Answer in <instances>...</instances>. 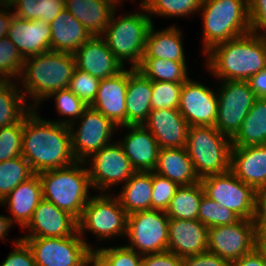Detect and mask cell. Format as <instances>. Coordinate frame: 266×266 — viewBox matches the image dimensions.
Segmentation results:
<instances>
[{
  "mask_svg": "<svg viewBox=\"0 0 266 266\" xmlns=\"http://www.w3.org/2000/svg\"><path fill=\"white\" fill-rule=\"evenodd\" d=\"M68 10L92 36H102L119 0H64Z\"/></svg>",
  "mask_w": 266,
  "mask_h": 266,
  "instance_id": "obj_25",
  "label": "cell"
},
{
  "mask_svg": "<svg viewBox=\"0 0 266 266\" xmlns=\"http://www.w3.org/2000/svg\"><path fill=\"white\" fill-rule=\"evenodd\" d=\"M154 173L170 179L178 186H187L200 181L185 147L160 148Z\"/></svg>",
  "mask_w": 266,
  "mask_h": 266,
  "instance_id": "obj_29",
  "label": "cell"
},
{
  "mask_svg": "<svg viewBox=\"0 0 266 266\" xmlns=\"http://www.w3.org/2000/svg\"><path fill=\"white\" fill-rule=\"evenodd\" d=\"M204 195L236 213L241 219H254L257 191L231 170L200 179Z\"/></svg>",
  "mask_w": 266,
  "mask_h": 266,
  "instance_id": "obj_10",
  "label": "cell"
},
{
  "mask_svg": "<svg viewBox=\"0 0 266 266\" xmlns=\"http://www.w3.org/2000/svg\"><path fill=\"white\" fill-rule=\"evenodd\" d=\"M169 217L162 210H146L127 216L126 246L139 254L148 255L167 251Z\"/></svg>",
  "mask_w": 266,
  "mask_h": 266,
  "instance_id": "obj_11",
  "label": "cell"
},
{
  "mask_svg": "<svg viewBox=\"0 0 266 266\" xmlns=\"http://www.w3.org/2000/svg\"><path fill=\"white\" fill-rule=\"evenodd\" d=\"M207 251L230 263L257 247V228L254 219L208 228Z\"/></svg>",
  "mask_w": 266,
  "mask_h": 266,
  "instance_id": "obj_13",
  "label": "cell"
},
{
  "mask_svg": "<svg viewBox=\"0 0 266 266\" xmlns=\"http://www.w3.org/2000/svg\"><path fill=\"white\" fill-rule=\"evenodd\" d=\"M31 109L24 116L22 157L33 172L68 167L76 162L69 125L42 119Z\"/></svg>",
  "mask_w": 266,
  "mask_h": 266,
  "instance_id": "obj_1",
  "label": "cell"
},
{
  "mask_svg": "<svg viewBox=\"0 0 266 266\" xmlns=\"http://www.w3.org/2000/svg\"><path fill=\"white\" fill-rule=\"evenodd\" d=\"M152 186L151 209L165 211L179 186L154 172H152Z\"/></svg>",
  "mask_w": 266,
  "mask_h": 266,
  "instance_id": "obj_46",
  "label": "cell"
},
{
  "mask_svg": "<svg viewBox=\"0 0 266 266\" xmlns=\"http://www.w3.org/2000/svg\"><path fill=\"white\" fill-rule=\"evenodd\" d=\"M183 258L165 251L142 256V266H182Z\"/></svg>",
  "mask_w": 266,
  "mask_h": 266,
  "instance_id": "obj_50",
  "label": "cell"
},
{
  "mask_svg": "<svg viewBox=\"0 0 266 266\" xmlns=\"http://www.w3.org/2000/svg\"><path fill=\"white\" fill-rule=\"evenodd\" d=\"M85 163L76 161L65 168L38 173L43 198L54 203L59 209L67 211L77 220L90 199L88 190L92 188L88 170L84 167Z\"/></svg>",
  "mask_w": 266,
  "mask_h": 266,
  "instance_id": "obj_4",
  "label": "cell"
},
{
  "mask_svg": "<svg viewBox=\"0 0 266 266\" xmlns=\"http://www.w3.org/2000/svg\"><path fill=\"white\" fill-rule=\"evenodd\" d=\"M51 50L73 54L92 37L89 31L65 8L50 23Z\"/></svg>",
  "mask_w": 266,
  "mask_h": 266,
  "instance_id": "obj_28",
  "label": "cell"
},
{
  "mask_svg": "<svg viewBox=\"0 0 266 266\" xmlns=\"http://www.w3.org/2000/svg\"><path fill=\"white\" fill-rule=\"evenodd\" d=\"M203 195L204 190L200 181L187 186H179L165 210L166 215L174 219L197 220Z\"/></svg>",
  "mask_w": 266,
  "mask_h": 266,
  "instance_id": "obj_34",
  "label": "cell"
},
{
  "mask_svg": "<svg viewBox=\"0 0 266 266\" xmlns=\"http://www.w3.org/2000/svg\"><path fill=\"white\" fill-rule=\"evenodd\" d=\"M90 264H91V256L85 262H83L80 266H88Z\"/></svg>",
  "mask_w": 266,
  "mask_h": 266,
  "instance_id": "obj_58",
  "label": "cell"
},
{
  "mask_svg": "<svg viewBox=\"0 0 266 266\" xmlns=\"http://www.w3.org/2000/svg\"><path fill=\"white\" fill-rule=\"evenodd\" d=\"M204 54L213 46L250 33L248 0H203Z\"/></svg>",
  "mask_w": 266,
  "mask_h": 266,
  "instance_id": "obj_5",
  "label": "cell"
},
{
  "mask_svg": "<svg viewBox=\"0 0 266 266\" xmlns=\"http://www.w3.org/2000/svg\"><path fill=\"white\" fill-rule=\"evenodd\" d=\"M19 89L12 80H0V128L17 124L31 110Z\"/></svg>",
  "mask_w": 266,
  "mask_h": 266,
  "instance_id": "obj_33",
  "label": "cell"
},
{
  "mask_svg": "<svg viewBox=\"0 0 266 266\" xmlns=\"http://www.w3.org/2000/svg\"><path fill=\"white\" fill-rule=\"evenodd\" d=\"M254 221L256 227H266V187L257 191Z\"/></svg>",
  "mask_w": 266,
  "mask_h": 266,
  "instance_id": "obj_52",
  "label": "cell"
},
{
  "mask_svg": "<svg viewBox=\"0 0 266 266\" xmlns=\"http://www.w3.org/2000/svg\"><path fill=\"white\" fill-rule=\"evenodd\" d=\"M42 199L41 180L38 174H35L27 181L20 183L0 204L8 206V210L13 215V218L9 217L11 223H18L24 228Z\"/></svg>",
  "mask_w": 266,
  "mask_h": 266,
  "instance_id": "obj_26",
  "label": "cell"
},
{
  "mask_svg": "<svg viewBox=\"0 0 266 266\" xmlns=\"http://www.w3.org/2000/svg\"><path fill=\"white\" fill-rule=\"evenodd\" d=\"M128 86V69L116 76L102 79L97 96L90 106L102 113L116 126L126 125V90Z\"/></svg>",
  "mask_w": 266,
  "mask_h": 266,
  "instance_id": "obj_21",
  "label": "cell"
},
{
  "mask_svg": "<svg viewBox=\"0 0 266 266\" xmlns=\"http://www.w3.org/2000/svg\"><path fill=\"white\" fill-rule=\"evenodd\" d=\"M14 251L8 254L1 266H36L33 253L22 239L13 240Z\"/></svg>",
  "mask_w": 266,
  "mask_h": 266,
  "instance_id": "obj_48",
  "label": "cell"
},
{
  "mask_svg": "<svg viewBox=\"0 0 266 266\" xmlns=\"http://www.w3.org/2000/svg\"><path fill=\"white\" fill-rule=\"evenodd\" d=\"M19 0H0V5L6 8H11L16 5Z\"/></svg>",
  "mask_w": 266,
  "mask_h": 266,
  "instance_id": "obj_57",
  "label": "cell"
},
{
  "mask_svg": "<svg viewBox=\"0 0 266 266\" xmlns=\"http://www.w3.org/2000/svg\"><path fill=\"white\" fill-rule=\"evenodd\" d=\"M248 15L250 33L266 38V0H248Z\"/></svg>",
  "mask_w": 266,
  "mask_h": 266,
  "instance_id": "obj_47",
  "label": "cell"
},
{
  "mask_svg": "<svg viewBox=\"0 0 266 266\" xmlns=\"http://www.w3.org/2000/svg\"><path fill=\"white\" fill-rule=\"evenodd\" d=\"M7 37L24 59L51 50L50 24L41 19L29 21L14 16Z\"/></svg>",
  "mask_w": 266,
  "mask_h": 266,
  "instance_id": "obj_20",
  "label": "cell"
},
{
  "mask_svg": "<svg viewBox=\"0 0 266 266\" xmlns=\"http://www.w3.org/2000/svg\"><path fill=\"white\" fill-rule=\"evenodd\" d=\"M257 228V247L264 253L266 257V227Z\"/></svg>",
  "mask_w": 266,
  "mask_h": 266,
  "instance_id": "obj_55",
  "label": "cell"
},
{
  "mask_svg": "<svg viewBox=\"0 0 266 266\" xmlns=\"http://www.w3.org/2000/svg\"><path fill=\"white\" fill-rule=\"evenodd\" d=\"M26 228L30 233L24 237H68L78 231V222L70 213L43 198L23 229Z\"/></svg>",
  "mask_w": 266,
  "mask_h": 266,
  "instance_id": "obj_17",
  "label": "cell"
},
{
  "mask_svg": "<svg viewBox=\"0 0 266 266\" xmlns=\"http://www.w3.org/2000/svg\"><path fill=\"white\" fill-rule=\"evenodd\" d=\"M208 228L200 220L169 218L167 251L185 258L207 251Z\"/></svg>",
  "mask_w": 266,
  "mask_h": 266,
  "instance_id": "obj_19",
  "label": "cell"
},
{
  "mask_svg": "<svg viewBox=\"0 0 266 266\" xmlns=\"http://www.w3.org/2000/svg\"><path fill=\"white\" fill-rule=\"evenodd\" d=\"M92 266H142V255L126 246L96 248L91 255Z\"/></svg>",
  "mask_w": 266,
  "mask_h": 266,
  "instance_id": "obj_38",
  "label": "cell"
},
{
  "mask_svg": "<svg viewBox=\"0 0 266 266\" xmlns=\"http://www.w3.org/2000/svg\"><path fill=\"white\" fill-rule=\"evenodd\" d=\"M24 60L16 46L7 36L0 38V80L19 78Z\"/></svg>",
  "mask_w": 266,
  "mask_h": 266,
  "instance_id": "obj_41",
  "label": "cell"
},
{
  "mask_svg": "<svg viewBox=\"0 0 266 266\" xmlns=\"http://www.w3.org/2000/svg\"><path fill=\"white\" fill-rule=\"evenodd\" d=\"M76 68L100 80L116 76L124 66L108 48L102 36H92L74 53Z\"/></svg>",
  "mask_w": 266,
  "mask_h": 266,
  "instance_id": "obj_18",
  "label": "cell"
},
{
  "mask_svg": "<svg viewBox=\"0 0 266 266\" xmlns=\"http://www.w3.org/2000/svg\"><path fill=\"white\" fill-rule=\"evenodd\" d=\"M78 231L68 237H20L31 249L36 266H80L95 249Z\"/></svg>",
  "mask_w": 266,
  "mask_h": 266,
  "instance_id": "obj_9",
  "label": "cell"
},
{
  "mask_svg": "<svg viewBox=\"0 0 266 266\" xmlns=\"http://www.w3.org/2000/svg\"><path fill=\"white\" fill-rule=\"evenodd\" d=\"M230 266H266L264 253L256 247L252 252L231 262Z\"/></svg>",
  "mask_w": 266,
  "mask_h": 266,
  "instance_id": "obj_51",
  "label": "cell"
},
{
  "mask_svg": "<svg viewBox=\"0 0 266 266\" xmlns=\"http://www.w3.org/2000/svg\"><path fill=\"white\" fill-rule=\"evenodd\" d=\"M34 175L30 164L22 155L0 162V202L20 183Z\"/></svg>",
  "mask_w": 266,
  "mask_h": 266,
  "instance_id": "obj_37",
  "label": "cell"
},
{
  "mask_svg": "<svg viewBox=\"0 0 266 266\" xmlns=\"http://www.w3.org/2000/svg\"><path fill=\"white\" fill-rule=\"evenodd\" d=\"M152 81L136 68L128 70L126 125L143 124L152 110Z\"/></svg>",
  "mask_w": 266,
  "mask_h": 266,
  "instance_id": "obj_27",
  "label": "cell"
},
{
  "mask_svg": "<svg viewBox=\"0 0 266 266\" xmlns=\"http://www.w3.org/2000/svg\"><path fill=\"white\" fill-rule=\"evenodd\" d=\"M247 82L257 98H266V68L250 77Z\"/></svg>",
  "mask_w": 266,
  "mask_h": 266,
  "instance_id": "obj_53",
  "label": "cell"
},
{
  "mask_svg": "<svg viewBox=\"0 0 266 266\" xmlns=\"http://www.w3.org/2000/svg\"><path fill=\"white\" fill-rule=\"evenodd\" d=\"M116 197L127 215L151 210L152 172L136 171Z\"/></svg>",
  "mask_w": 266,
  "mask_h": 266,
  "instance_id": "obj_31",
  "label": "cell"
},
{
  "mask_svg": "<svg viewBox=\"0 0 266 266\" xmlns=\"http://www.w3.org/2000/svg\"><path fill=\"white\" fill-rule=\"evenodd\" d=\"M64 8V0H19L13 13L23 20L41 19L50 24Z\"/></svg>",
  "mask_w": 266,
  "mask_h": 266,
  "instance_id": "obj_36",
  "label": "cell"
},
{
  "mask_svg": "<svg viewBox=\"0 0 266 266\" xmlns=\"http://www.w3.org/2000/svg\"><path fill=\"white\" fill-rule=\"evenodd\" d=\"M99 83L100 79L76 68L69 82L68 89L87 106H91L97 96Z\"/></svg>",
  "mask_w": 266,
  "mask_h": 266,
  "instance_id": "obj_45",
  "label": "cell"
},
{
  "mask_svg": "<svg viewBox=\"0 0 266 266\" xmlns=\"http://www.w3.org/2000/svg\"><path fill=\"white\" fill-rule=\"evenodd\" d=\"M186 62H177L160 58H142L136 68L151 81L184 83L189 77Z\"/></svg>",
  "mask_w": 266,
  "mask_h": 266,
  "instance_id": "obj_35",
  "label": "cell"
},
{
  "mask_svg": "<svg viewBox=\"0 0 266 266\" xmlns=\"http://www.w3.org/2000/svg\"><path fill=\"white\" fill-rule=\"evenodd\" d=\"M231 141L232 147L266 144V98L256 99Z\"/></svg>",
  "mask_w": 266,
  "mask_h": 266,
  "instance_id": "obj_32",
  "label": "cell"
},
{
  "mask_svg": "<svg viewBox=\"0 0 266 266\" xmlns=\"http://www.w3.org/2000/svg\"><path fill=\"white\" fill-rule=\"evenodd\" d=\"M127 216L115 195L101 192L98 196L90 197L84 207L77 220L78 233L82 236L88 230L100 240L124 236L127 234Z\"/></svg>",
  "mask_w": 266,
  "mask_h": 266,
  "instance_id": "obj_8",
  "label": "cell"
},
{
  "mask_svg": "<svg viewBox=\"0 0 266 266\" xmlns=\"http://www.w3.org/2000/svg\"><path fill=\"white\" fill-rule=\"evenodd\" d=\"M51 97H55V104L59 115L72 116L69 120H60V123L69 125V127H74V124H76L75 119H79L89 107L68 88L58 90L57 92L52 93L48 98Z\"/></svg>",
  "mask_w": 266,
  "mask_h": 266,
  "instance_id": "obj_43",
  "label": "cell"
},
{
  "mask_svg": "<svg viewBox=\"0 0 266 266\" xmlns=\"http://www.w3.org/2000/svg\"><path fill=\"white\" fill-rule=\"evenodd\" d=\"M241 218L219 202L209 199L203 195L199 207L198 220L207 228L229 225L239 221Z\"/></svg>",
  "mask_w": 266,
  "mask_h": 266,
  "instance_id": "obj_40",
  "label": "cell"
},
{
  "mask_svg": "<svg viewBox=\"0 0 266 266\" xmlns=\"http://www.w3.org/2000/svg\"><path fill=\"white\" fill-rule=\"evenodd\" d=\"M199 179L231 169L232 141L215 126H192L185 146Z\"/></svg>",
  "mask_w": 266,
  "mask_h": 266,
  "instance_id": "obj_6",
  "label": "cell"
},
{
  "mask_svg": "<svg viewBox=\"0 0 266 266\" xmlns=\"http://www.w3.org/2000/svg\"><path fill=\"white\" fill-rule=\"evenodd\" d=\"M143 125L153 134L160 148L186 146L189 125L178 109H153Z\"/></svg>",
  "mask_w": 266,
  "mask_h": 266,
  "instance_id": "obj_22",
  "label": "cell"
},
{
  "mask_svg": "<svg viewBox=\"0 0 266 266\" xmlns=\"http://www.w3.org/2000/svg\"><path fill=\"white\" fill-rule=\"evenodd\" d=\"M230 264L228 260L209 251L182 260V266H230Z\"/></svg>",
  "mask_w": 266,
  "mask_h": 266,
  "instance_id": "obj_49",
  "label": "cell"
},
{
  "mask_svg": "<svg viewBox=\"0 0 266 266\" xmlns=\"http://www.w3.org/2000/svg\"><path fill=\"white\" fill-rule=\"evenodd\" d=\"M178 110L189 127L215 126L218 112L217 93L189 78L181 88Z\"/></svg>",
  "mask_w": 266,
  "mask_h": 266,
  "instance_id": "obj_16",
  "label": "cell"
},
{
  "mask_svg": "<svg viewBox=\"0 0 266 266\" xmlns=\"http://www.w3.org/2000/svg\"><path fill=\"white\" fill-rule=\"evenodd\" d=\"M203 0H143L142 5L151 17L159 16L178 17L188 16L200 12Z\"/></svg>",
  "mask_w": 266,
  "mask_h": 266,
  "instance_id": "obj_39",
  "label": "cell"
},
{
  "mask_svg": "<svg viewBox=\"0 0 266 266\" xmlns=\"http://www.w3.org/2000/svg\"><path fill=\"white\" fill-rule=\"evenodd\" d=\"M128 133L120 140L125 155L135 171L153 172L158 162L159 145L153 134L143 125H125Z\"/></svg>",
  "mask_w": 266,
  "mask_h": 266,
  "instance_id": "obj_23",
  "label": "cell"
},
{
  "mask_svg": "<svg viewBox=\"0 0 266 266\" xmlns=\"http://www.w3.org/2000/svg\"><path fill=\"white\" fill-rule=\"evenodd\" d=\"M90 157L91 164L86 163L85 167L89 165L91 186L104 193L118 183L125 184L136 172L119 142H111Z\"/></svg>",
  "mask_w": 266,
  "mask_h": 266,
  "instance_id": "obj_14",
  "label": "cell"
},
{
  "mask_svg": "<svg viewBox=\"0 0 266 266\" xmlns=\"http://www.w3.org/2000/svg\"><path fill=\"white\" fill-rule=\"evenodd\" d=\"M183 83L152 81L151 108L178 109Z\"/></svg>",
  "mask_w": 266,
  "mask_h": 266,
  "instance_id": "obj_42",
  "label": "cell"
},
{
  "mask_svg": "<svg viewBox=\"0 0 266 266\" xmlns=\"http://www.w3.org/2000/svg\"><path fill=\"white\" fill-rule=\"evenodd\" d=\"M76 69L74 54L58 51H47L42 54L27 57L24 60L20 75V89L25 98V93L32 97L38 110V105L43 99L58 90L67 89ZM22 78V79H21Z\"/></svg>",
  "mask_w": 266,
  "mask_h": 266,
  "instance_id": "obj_3",
  "label": "cell"
},
{
  "mask_svg": "<svg viewBox=\"0 0 266 266\" xmlns=\"http://www.w3.org/2000/svg\"><path fill=\"white\" fill-rule=\"evenodd\" d=\"M218 90V112L215 128L232 139L256 101L247 80L222 81Z\"/></svg>",
  "mask_w": 266,
  "mask_h": 266,
  "instance_id": "obj_12",
  "label": "cell"
},
{
  "mask_svg": "<svg viewBox=\"0 0 266 266\" xmlns=\"http://www.w3.org/2000/svg\"><path fill=\"white\" fill-rule=\"evenodd\" d=\"M79 120L80 125L77 131H74L76 129L73 127H69L71 149L76 161L86 162L90 156L110 144L112 134L118 126L90 106Z\"/></svg>",
  "mask_w": 266,
  "mask_h": 266,
  "instance_id": "obj_15",
  "label": "cell"
},
{
  "mask_svg": "<svg viewBox=\"0 0 266 266\" xmlns=\"http://www.w3.org/2000/svg\"><path fill=\"white\" fill-rule=\"evenodd\" d=\"M207 68L221 80H248L266 68V38L248 33L213 46Z\"/></svg>",
  "mask_w": 266,
  "mask_h": 266,
  "instance_id": "obj_2",
  "label": "cell"
},
{
  "mask_svg": "<svg viewBox=\"0 0 266 266\" xmlns=\"http://www.w3.org/2000/svg\"><path fill=\"white\" fill-rule=\"evenodd\" d=\"M24 117L15 125L0 128V162L22 155Z\"/></svg>",
  "mask_w": 266,
  "mask_h": 266,
  "instance_id": "obj_44",
  "label": "cell"
},
{
  "mask_svg": "<svg viewBox=\"0 0 266 266\" xmlns=\"http://www.w3.org/2000/svg\"><path fill=\"white\" fill-rule=\"evenodd\" d=\"M2 8H5L4 10ZM5 10H9L7 7H1L0 10V38L6 37L8 35V29L14 17L13 12H7Z\"/></svg>",
  "mask_w": 266,
  "mask_h": 266,
  "instance_id": "obj_54",
  "label": "cell"
},
{
  "mask_svg": "<svg viewBox=\"0 0 266 266\" xmlns=\"http://www.w3.org/2000/svg\"><path fill=\"white\" fill-rule=\"evenodd\" d=\"M140 9L142 12L123 15L117 19L114 11L109 25L102 34L105 35L102 38L106 45L121 64L124 66L125 61H131L132 68H137L141 64L147 33L153 24L143 5H140Z\"/></svg>",
  "mask_w": 266,
  "mask_h": 266,
  "instance_id": "obj_7",
  "label": "cell"
},
{
  "mask_svg": "<svg viewBox=\"0 0 266 266\" xmlns=\"http://www.w3.org/2000/svg\"><path fill=\"white\" fill-rule=\"evenodd\" d=\"M256 191L266 187V144L232 147L231 169Z\"/></svg>",
  "mask_w": 266,
  "mask_h": 266,
  "instance_id": "obj_24",
  "label": "cell"
},
{
  "mask_svg": "<svg viewBox=\"0 0 266 266\" xmlns=\"http://www.w3.org/2000/svg\"><path fill=\"white\" fill-rule=\"evenodd\" d=\"M11 225H13L9 219V217L5 215H0V239H4L8 234V230L10 229Z\"/></svg>",
  "mask_w": 266,
  "mask_h": 266,
  "instance_id": "obj_56",
  "label": "cell"
},
{
  "mask_svg": "<svg viewBox=\"0 0 266 266\" xmlns=\"http://www.w3.org/2000/svg\"><path fill=\"white\" fill-rule=\"evenodd\" d=\"M152 24L146 37L143 58H160L177 62H185L184 48L180 29L174 25L162 31H155Z\"/></svg>",
  "mask_w": 266,
  "mask_h": 266,
  "instance_id": "obj_30",
  "label": "cell"
}]
</instances>
